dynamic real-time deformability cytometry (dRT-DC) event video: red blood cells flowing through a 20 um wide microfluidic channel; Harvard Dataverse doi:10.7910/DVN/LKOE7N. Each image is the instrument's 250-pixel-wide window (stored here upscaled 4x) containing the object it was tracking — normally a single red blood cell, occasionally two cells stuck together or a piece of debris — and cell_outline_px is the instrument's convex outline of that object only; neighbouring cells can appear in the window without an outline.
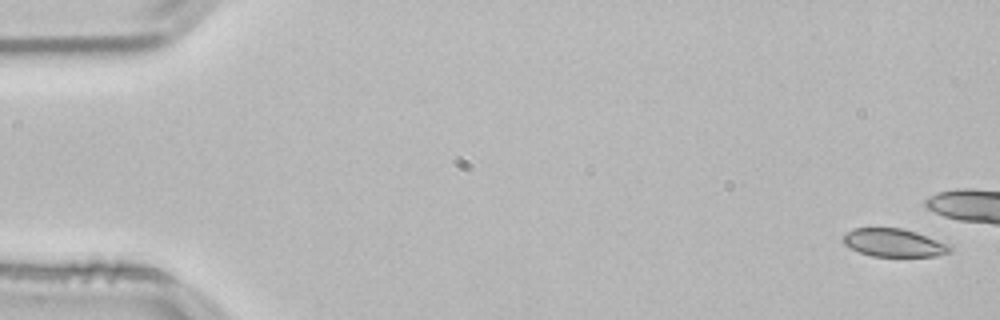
{"species": "common noctule bat (a hibernating species)", "species_latin": "Nyctalus noctula", "temperature_condition": "room temperature", "stored_images_in_passage": 15, "camera_frame_rate_fps": 3000, "um_per_image_px": 0.085, "animal": {"sex": "male", "body_mass_g": 21.5, "forearm_length_mm": 52.0}, "frame": {"image": 1, "passage_image": 1, "time_ms": 0.0, "image_size_px": [1000, 320], "cell_outline_px": [[952, 252], [936, 256], [872, 256], [860, 252], [844, 244], [844, 236], [852, 228], [900, 228], [916, 232], [952, 244]], "centroid_in_image_um": [76.06, 20.63], "position_along_channel_um": 8.9, "area_um2": 17.46}}